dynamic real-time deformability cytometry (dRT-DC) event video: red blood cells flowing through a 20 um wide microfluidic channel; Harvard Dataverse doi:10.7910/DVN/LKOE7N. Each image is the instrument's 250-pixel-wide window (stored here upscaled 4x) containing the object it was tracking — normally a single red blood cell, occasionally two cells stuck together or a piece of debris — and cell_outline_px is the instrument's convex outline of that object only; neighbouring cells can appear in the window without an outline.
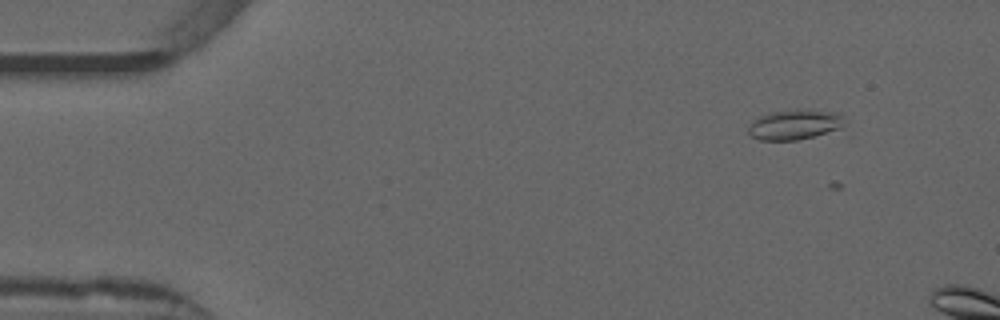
{"species": "common noctule bat (a hibernating species)", "species_latin": "Nyctalus noctula", "temperature_condition": "warm", "stored_images_in_passage": 8, "camera_frame_rate_fps": 3000, "um_per_image_px": 0.085, "animal": {"sex": "male", "forearm_length_mm": 52.5}, "frame": {"image": 1, "passage_image": 7, "time_ms": 2.0, "image_size_px": [1000, 320], "cell_outline_px": [[848, 136], [796, 140], [760, 140], [748, 136], [748, 128], [752, 120], [760, 116], [772, 112], [796, 108], [804, 108], [840, 112], [844, 116]], "centroid_in_image_um": [67.85, 10.63], "position_along_channel_um": 17.1, "area_um2": 19.07}}